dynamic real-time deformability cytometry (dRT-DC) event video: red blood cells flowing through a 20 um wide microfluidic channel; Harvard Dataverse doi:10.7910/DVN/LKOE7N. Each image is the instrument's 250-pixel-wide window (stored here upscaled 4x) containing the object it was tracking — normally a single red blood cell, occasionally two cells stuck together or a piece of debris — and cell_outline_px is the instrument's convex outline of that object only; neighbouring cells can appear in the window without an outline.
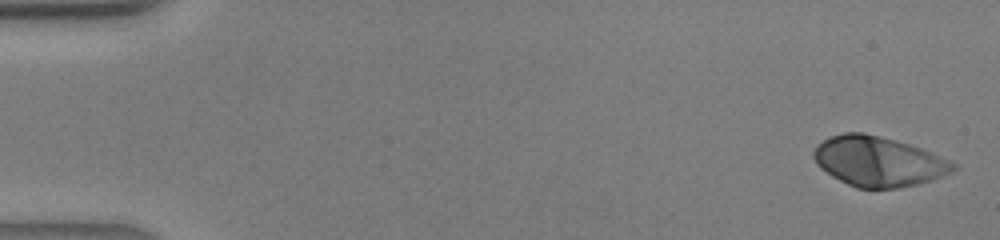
{"species": "human", "species_latin": "Homo sapiens", "temperature_condition": "warm", "stored_images_in_passage": 41, "camera_frame_rate_fps": 3000, "um_per_image_px": 0.085, "donor": {"sex": "male"}, "frame": {"image": 1, "passage_image": 1, "time_ms": 0.0, "image_size_px": [1000, 240], "cell_outline_px": [[956, 168], [952, 172], [932, 180], [900, 188], [856, 188], [832, 176], [820, 168], [816, 164], [812, 156], [812, 152], [816, 144], [832, 136], [844, 132], [864, 132], [908, 144], [920, 148], [948, 160], [956, 164]], "centroid_in_image_um": [74.61, 13.72], "position_along_channel_um": 10.4, "area_um2": 40.34}}
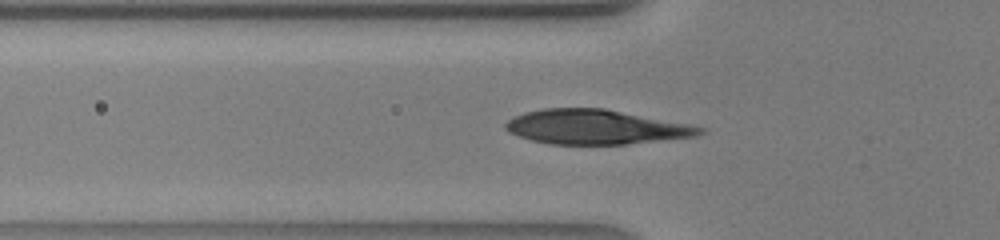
{"frame": {"image": 2, "passage_image": 14, "time_ms": 4.333, "image_size_px": [1000, 240], "cell_outline_px": [[708, 132], [696, 136], [628, 144], [548, 144], [532, 140], [508, 132], [504, 128], [504, 124], [512, 116], [524, 112], [544, 108], [604, 108], [692, 124], [704, 128]], "centroid_in_image_um": [50.65, 10.79], "position_along_channel_um": 75.1, "area_um2": 39.42}}
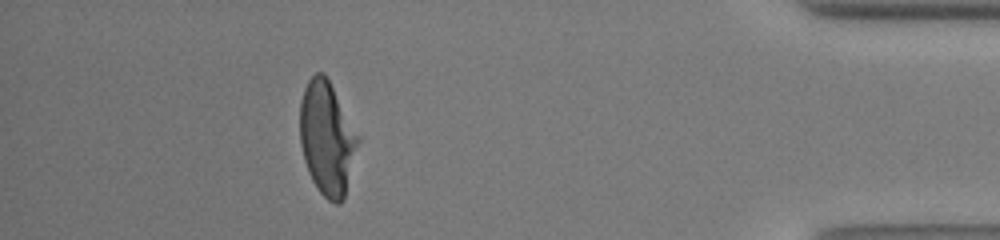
{"frame": {"image": 3, "passage_image": 37, "time_ms": 12.0, "image_size_px": [1000, 240], "cell_outline_px": [[360, 140], [344, 200], [340, 204], [336, 204], [328, 200], [316, 188], [308, 172], [304, 160], [300, 144], [300, 100], [304, 88], [308, 80], [316, 72], [324, 72], [360, 136]], "centroid_in_image_um": [27.8, 11.77], "position_along_channel_um": 407.4, "area_um2": 38.73}}